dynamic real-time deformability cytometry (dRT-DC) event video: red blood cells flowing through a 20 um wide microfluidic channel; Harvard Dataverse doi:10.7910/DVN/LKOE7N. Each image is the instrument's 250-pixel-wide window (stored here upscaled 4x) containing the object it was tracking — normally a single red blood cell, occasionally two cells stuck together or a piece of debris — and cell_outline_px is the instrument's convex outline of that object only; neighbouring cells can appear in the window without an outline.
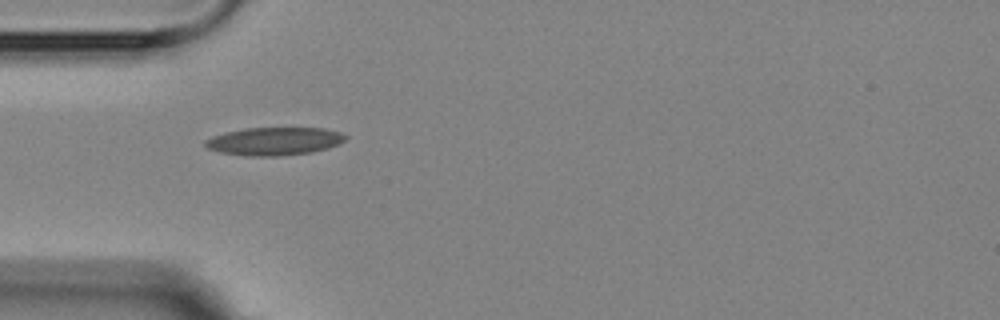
{"species": "Egyptian fruit bat (a non-hibernating species)", "species_latin": "Rousettus aegyptiacus", "temperature_condition": "room temperature", "stored_images_in_passage": 2, "camera_frame_rate_fps": 3000, "um_per_image_px": 0.085, "animal": {"sex": "female"}, "frame": {"image": 1, "passage_image": 1, "time_ms": 0.0, "image_size_px": [1000, 320], "cell_outline_px": [[348, 136], [340, 144], [328, 148], [312, 152], [280, 156], [248, 156], [220, 152], [208, 148], [204, 144], [204, 140], [212, 136], [224, 132], [244, 128], [324, 128], [340, 132]], "centroid_in_image_um": [23.32, 12.0], "position_along_channel_um": 61.7, "area_um2": 23.0}}
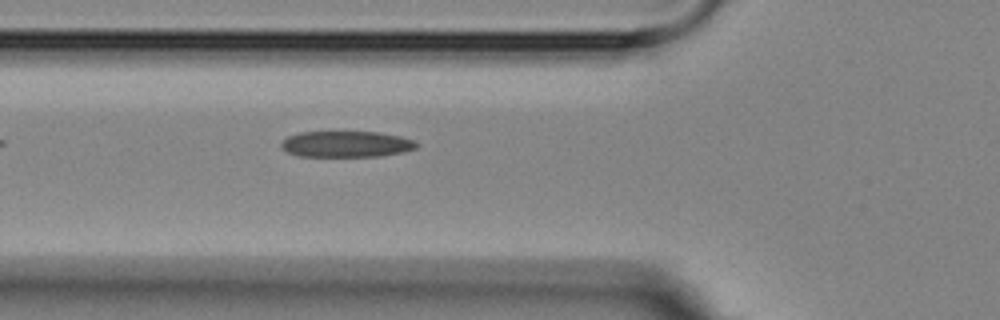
{"frame": {"image": 2, "passage_image": 2, "time_ms": 1.0, "image_size_px": [1000, 320], "cell_outline_px": [[420, 144], [416, 148], [400, 152], [380, 156], [300, 156], [288, 152], [280, 144], [288, 136], [300, 132], [376, 132], [400, 136], [416, 140]], "centroid_in_image_um": [29.47, 12.24], "position_along_channel_um": 96.3, "area_um2": 20.4}}